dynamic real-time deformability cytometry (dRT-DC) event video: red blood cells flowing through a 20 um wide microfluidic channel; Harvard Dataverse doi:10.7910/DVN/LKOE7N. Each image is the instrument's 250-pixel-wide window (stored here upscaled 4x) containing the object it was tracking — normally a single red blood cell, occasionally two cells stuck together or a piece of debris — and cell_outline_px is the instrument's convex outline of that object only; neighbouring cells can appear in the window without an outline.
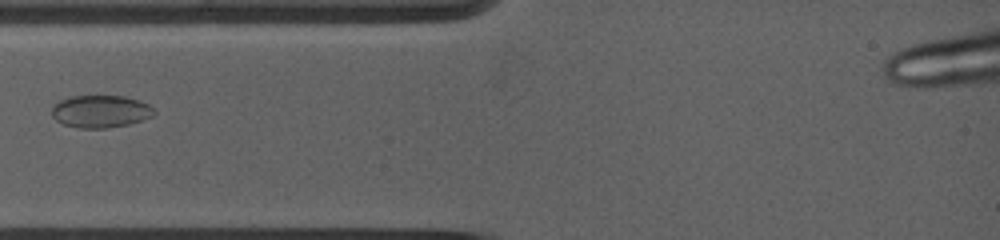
{"species": "common noctule bat (a hibernating species)", "species_latin": "Nyctalus noctula", "temperature_condition": "warm", "stored_images_in_passage": 26, "camera_frame_rate_fps": 5000, "um_per_image_px": 0.085, "animal": {"sex": "female", "body_mass_g": 19.0, "forearm_length_mm": 53.3}, "frame": {"image": 1, "passage_image": 1, "time_ms": 0.0, "image_size_px": [1000, 240], "cell_outline_px": [[156, 112], [152, 116], [128, 124], [108, 128], [80, 128], [64, 124], [56, 120], [52, 116], [52, 104], [60, 100], [72, 96], [96, 92], [124, 96], [148, 104]], "centroid_in_image_um": [8.5, 9.41], "position_along_channel_um": 76.5, "area_um2": 19.94}}
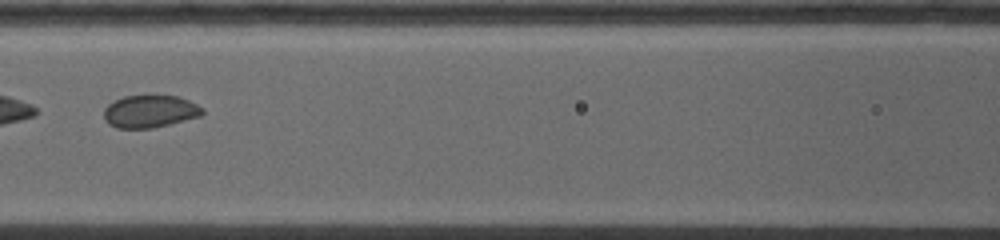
{"frame": {"image": 2, "passage_image": 5, "time_ms": 2.0, "image_size_px": [1000, 240], "cell_outline_px": [[204, 112], [200, 116], [152, 128], [116, 128], [108, 124], [104, 120], [104, 108], [108, 104], [124, 96], [152, 92], [180, 96], [204, 108]], "centroid_in_image_um": [12.73, 9.41], "position_along_channel_um": 153.9, "area_um2": 19.36}}